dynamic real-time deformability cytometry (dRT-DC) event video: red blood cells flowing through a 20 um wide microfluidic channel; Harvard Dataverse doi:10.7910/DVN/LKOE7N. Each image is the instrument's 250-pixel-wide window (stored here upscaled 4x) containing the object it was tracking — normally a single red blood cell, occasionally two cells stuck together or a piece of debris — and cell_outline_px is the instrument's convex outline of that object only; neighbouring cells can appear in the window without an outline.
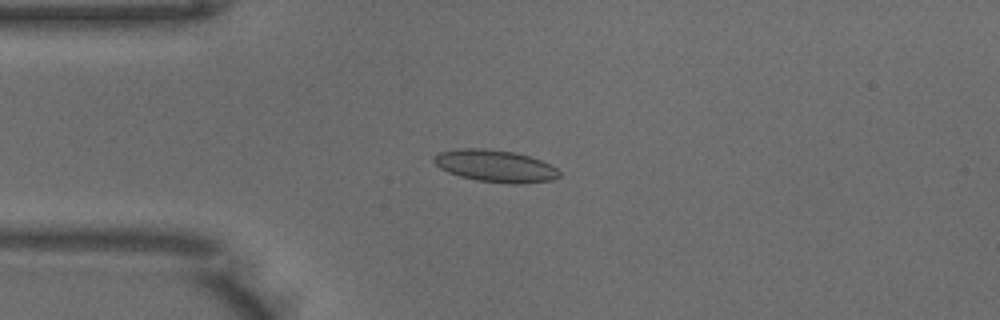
{"species": "common noctule bat (a hibernating species)", "species_latin": "Nyctalus noctula", "temperature_condition": "warm", "stored_images_in_passage": 39, "camera_frame_rate_fps": 3000, "um_per_image_px": 0.085, "animal": {"sex": "male", "body_mass_g": 18.8}, "frame": {"image": 1, "passage_image": 1, "time_ms": 0.0, "image_size_px": [1000, 320], "cell_outline_px": [[560, 176], [552, 180], [520, 184], [512, 184], [476, 180], [460, 176], [448, 172], [440, 168], [432, 160], [432, 156], [440, 152], [460, 148], [484, 148], [516, 152], [540, 160], [556, 168], [560, 172]], "centroid_in_image_um": [42.08, 14.1], "position_along_channel_um": 42.9, "area_um2": 23.47}}
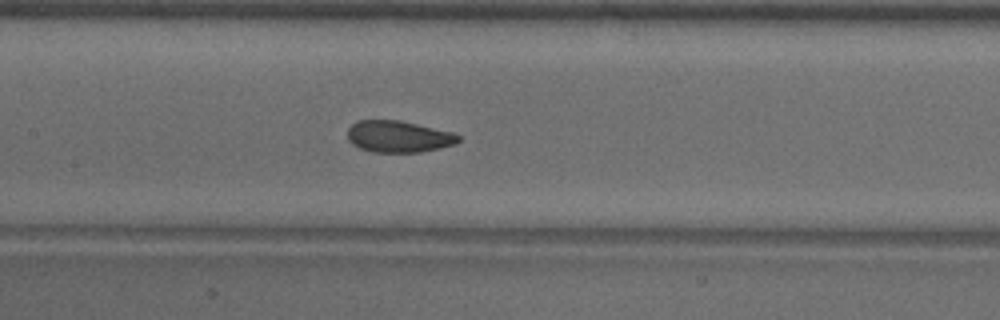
{"frame": {"image": 2, "passage_image": 12, "time_ms": 3.667, "image_size_px": [1000, 320], "cell_outline_px": [[460, 140], [456, 144], [440, 148], [420, 152], [372, 152], [360, 148], [352, 144], [348, 140], [348, 128], [356, 120], [400, 120], [452, 132], [460, 136]], "centroid_in_image_um": [33.86, 11.61], "position_along_channel_um": 173.5, "area_um2": 20.52}}
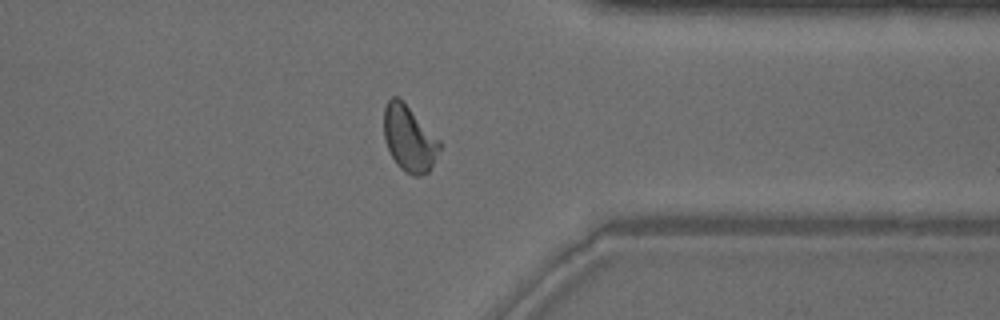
{"frame": {"image": 3, "passage_image": 28, "time_ms": 9.0, "image_size_px": [1000, 320], "cell_outline_px": [[440, 148], [432, 168], [428, 172], [420, 176], [412, 176], [404, 172], [396, 164], [384, 140], [384, 108], [388, 100], [392, 96], [396, 96], [440, 140]], "centroid_in_image_um": [34.77, 11.84], "position_along_channel_um": 376.6, "area_um2": 21.1}, "authors_computed_cell_mechanics": {"area_um2": 21.1548, "velocity_mm_per_s": 3.9587, "shape_relaxation_time_tau1_ms": 3.244, "shape_relaxation_time_tau2_ms": 1.0241, "deformation_change_tau1": 0.1159, "deformation_change_tau2": 0.0639}}